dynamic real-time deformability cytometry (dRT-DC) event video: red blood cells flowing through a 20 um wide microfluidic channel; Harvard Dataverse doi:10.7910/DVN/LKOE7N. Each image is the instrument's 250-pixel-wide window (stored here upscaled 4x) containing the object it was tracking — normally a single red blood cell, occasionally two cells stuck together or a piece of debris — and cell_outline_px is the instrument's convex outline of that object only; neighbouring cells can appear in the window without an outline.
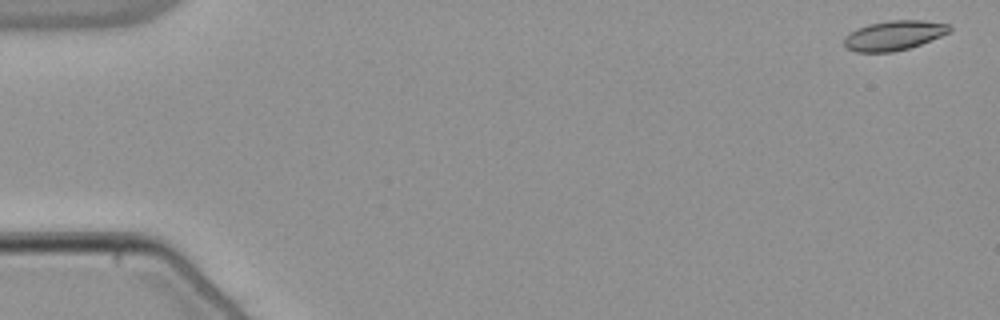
{"species": "common noctule bat (a hibernating species)", "species_latin": "Nyctalus noctula", "temperature_condition": "warm", "stored_images_in_passage": 14, "camera_frame_rate_fps": 3000, "um_per_image_px": 0.085, "animal": {"sex": "male", "body_mass_g": 21.5, "forearm_length_mm": 52.0}, "frame": {"image": 1, "passage_image": 1, "time_ms": 0.0, "image_size_px": [1000, 320], "cell_outline_px": [[952, 28], [948, 32], [940, 36], [920, 44], [908, 48], [892, 52], [856, 52], [844, 48], [844, 36], [848, 32], [856, 28], [868, 24], [888, 20], [924, 20], [948, 24]], "centroid_in_image_um": [75.91, 3.01], "position_along_channel_um": 9.1, "area_um2": 18.32}}
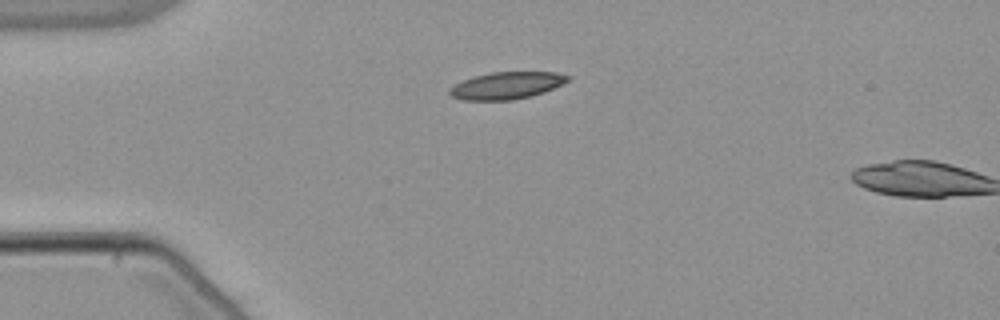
{"frame": {"image": 2, "passage_image": 13, "time_ms": 4.0, "image_size_px": [1000, 320], "cell_outline_px": [[572, 76], [564, 84], [544, 92], [532, 96], [512, 100], [464, 100], [452, 96], [448, 92], [448, 88], [464, 80], [488, 72], [556, 72]], "centroid_in_image_um": [43.1, 7.27], "position_along_channel_um": 41.9, "area_um2": 18.73}}